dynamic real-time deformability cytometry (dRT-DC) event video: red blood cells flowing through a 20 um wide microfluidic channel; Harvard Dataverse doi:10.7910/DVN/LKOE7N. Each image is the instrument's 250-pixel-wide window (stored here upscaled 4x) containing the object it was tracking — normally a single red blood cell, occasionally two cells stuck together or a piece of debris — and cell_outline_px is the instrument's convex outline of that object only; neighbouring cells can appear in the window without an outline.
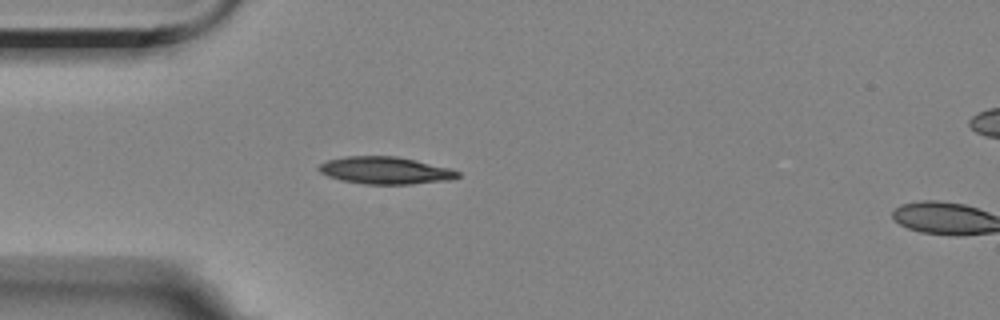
{"species": "Egyptian fruit bat (a non-hibernating species)", "species_latin": "Rousettus aegyptiacus", "temperature_condition": "room temperature", "stored_images_in_passage": 3, "camera_frame_rate_fps": 3000, "um_per_image_px": 0.085, "animal": {"sex": "female"}, "frame": {"image": 1, "passage_image": 1, "time_ms": 0.0, "image_size_px": [1000, 320], "cell_outline_px": [[460, 176], [448, 180], [412, 184], [364, 184], [340, 180], [328, 176], [320, 172], [316, 168], [320, 164], [328, 160], [348, 156], [396, 156], [448, 168], [460, 172]], "centroid_in_image_um": [32.71, 14.49], "position_along_channel_um": 52.3, "area_um2": 21.85}}